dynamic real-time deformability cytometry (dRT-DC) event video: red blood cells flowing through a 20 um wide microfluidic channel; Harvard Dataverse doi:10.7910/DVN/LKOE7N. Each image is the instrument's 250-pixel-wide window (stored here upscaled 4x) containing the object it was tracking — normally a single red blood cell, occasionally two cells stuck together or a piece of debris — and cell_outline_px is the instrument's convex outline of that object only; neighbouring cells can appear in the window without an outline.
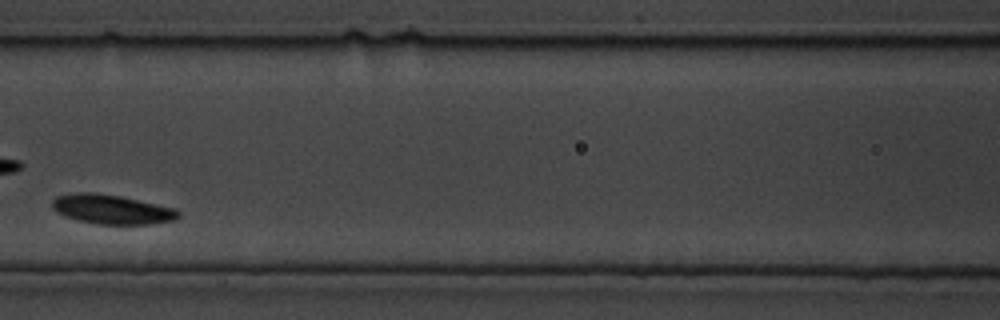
{"species": "common noctule bat (a hibernating species)", "species_latin": "Nyctalus noctula", "temperature_condition": "cold", "stored_images_in_passage": 7, "camera_frame_rate_fps": 3000, "um_per_image_px": 0.085, "animal": {"sex": "male", "body_mass_g": 19.5, "forearm_length_mm": 54.6}, "frame": {"image": 1, "passage_image": 6, "time_ms": 1.667, "image_size_px": [1000, 320], "cell_outline_px": [[180, 216], [176, 220], [152, 224], [96, 224], [64, 216], [56, 212], [52, 208], [52, 200], [56, 196], [80, 192], [92, 192], [120, 196], [176, 208], [180, 212]], "centroid_in_image_um": [9.52, 17.8], "position_along_channel_um": 157.1, "area_um2": 21.68}}